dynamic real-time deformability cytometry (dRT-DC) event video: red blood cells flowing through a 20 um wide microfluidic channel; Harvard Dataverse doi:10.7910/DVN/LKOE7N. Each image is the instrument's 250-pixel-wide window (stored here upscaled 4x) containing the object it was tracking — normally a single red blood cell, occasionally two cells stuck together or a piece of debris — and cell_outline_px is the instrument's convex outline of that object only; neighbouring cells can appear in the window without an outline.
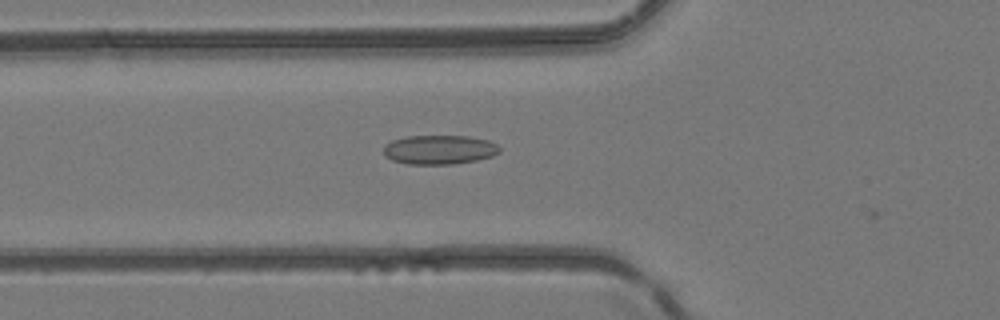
{"species": "common noctule bat (a hibernating species)", "species_latin": "Nyctalus noctula", "temperature_condition": "room temperature", "stored_images_in_passage": 30, "camera_frame_rate_fps": 3000, "um_per_image_px": 0.085, "animal": {"sex": "female", "body_mass_g": 24.6, "forearm_length_mm": 56.2}, "frame": {"image": 1, "passage_image": 2, "time_ms": 0.333, "image_size_px": [1000, 320], "cell_outline_px": [[500, 152], [492, 156], [476, 160], [452, 164], [408, 164], [392, 160], [384, 152], [384, 144], [392, 140], [404, 136], [468, 136], [488, 140], [496, 144], [500, 148]], "centroid_in_image_um": [37.34, 12.71], "position_along_channel_um": 88.5, "area_um2": 19.71}}
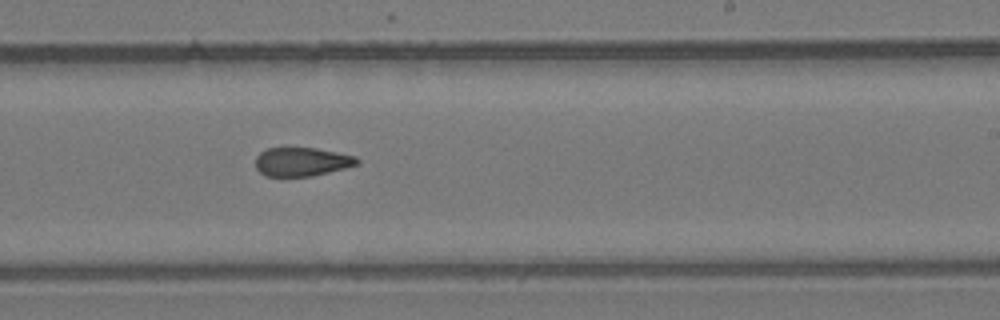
{"frame": {"image": 2, "passage_image": 14, "time_ms": 4.333, "image_size_px": [1000, 320], "cell_outline_px": [[360, 164], [312, 176], [264, 176], [256, 168], [256, 156], [260, 152], [268, 148], [316, 148], [356, 156], [360, 160]], "centroid_in_image_um": [25.66, 13.75], "position_along_channel_um": 263.3, "area_um2": 16.99}}
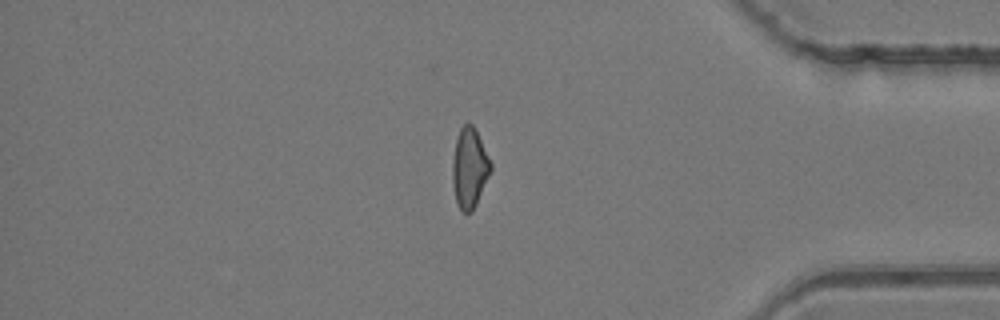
{"frame": {"image": 3, "passage_image": 25, "time_ms": 8.0, "image_size_px": [1000, 320], "cell_outline_px": [[492, 168], [476, 204], [472, 212], [464, 212], [456, 204], [452, 184], [452, 160], [456, 140], [460, 128], [464, 124], [472, 124], [492, 164]], "centroid_in_image_um": [39.88, 14.31], "position_along_channel_um": 395.3, "area_um2": 17.57}}